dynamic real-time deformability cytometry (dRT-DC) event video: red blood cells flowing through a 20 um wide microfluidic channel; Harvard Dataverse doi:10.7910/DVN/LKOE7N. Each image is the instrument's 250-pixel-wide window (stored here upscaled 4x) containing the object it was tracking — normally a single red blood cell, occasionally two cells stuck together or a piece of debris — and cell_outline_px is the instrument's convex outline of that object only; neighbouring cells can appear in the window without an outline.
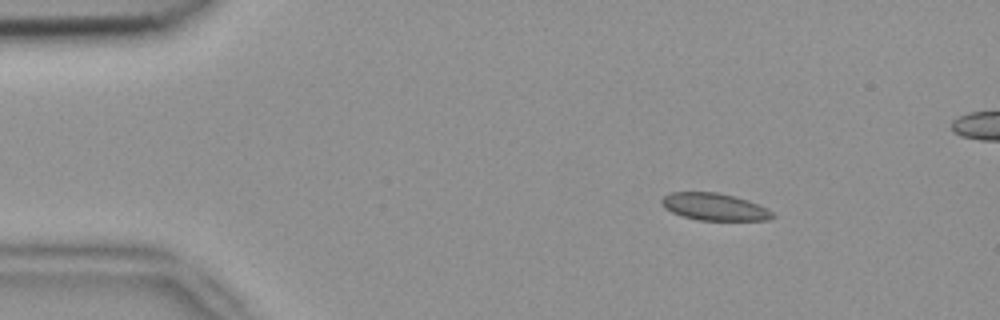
{"species": "common noctule bat (a hibernating species)", "species_latin": "Nyctalus noctula", "temperature_condition": "room temperature", "stored_images_in_passage": 5, "camera_frame_rate_fps": 3000, "um_per_image_px": 0.085, "animal": {"sex": "female", "body_mass_g": 18.4}, "frame": {"image": 1, "passage_image": 2, "time_ms": 0.333, "image_size_px": [1000, 320], "cell_outline_px": [[776, 216], [768, 220], [700, 220], [684, 216], [672, 212], [664, 208], [660, 204], [660, 200], [664, 196], [672, 192], [720, 192], [736, 196], [748, 200], [768, 208]], "centroid_in_image_um": [60.74, 17.57], "position_along_channel_um": 24.3, "area_um2": 17.69}}